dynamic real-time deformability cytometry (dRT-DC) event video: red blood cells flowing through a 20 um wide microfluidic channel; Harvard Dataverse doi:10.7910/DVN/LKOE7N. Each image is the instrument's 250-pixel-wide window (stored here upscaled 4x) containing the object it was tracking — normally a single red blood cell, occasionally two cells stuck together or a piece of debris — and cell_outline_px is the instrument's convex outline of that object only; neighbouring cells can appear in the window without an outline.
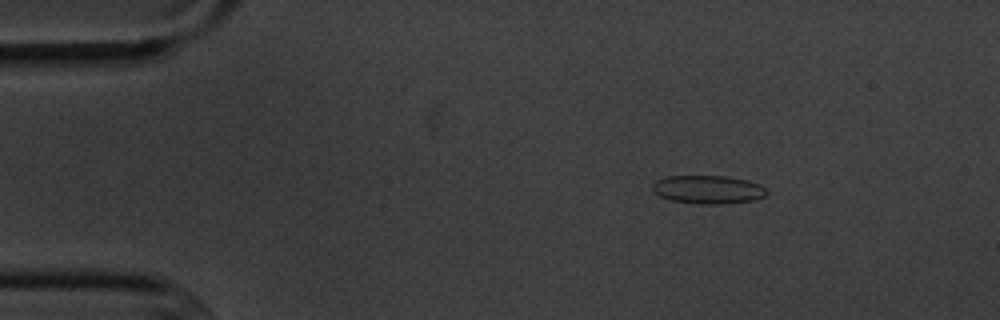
{"species": "common noctule bat (a hibernating species)", "species_latin": "Nyctalus noctula", "temperature_condition": "cold", "stored_images_in_passage": 6, "camera_frame_rate_fps": 3000, "um_per_image_px": 0.085, "animal": {"sex": "male", "body_mass_g": 20.1, "forearm_length_mm": 53.5}, "frame": {"image": 1, "passage_image": 3, "time_ms": 2.333, "image_size_px": [1000, 320], "cell_outline_px": [[768, 192], [764, 196], [756, 200], [724, 204], [700, 204], [672, 200], [660, 196], [652, 192], [652, 184], [656, 180], [664, 176], [724, 176], [748, 180], [760, 184]], "centroid_in_image_um": [60.17, 16.11], "position_along_channel_um": 24.8, "area_um2": 19.02}}